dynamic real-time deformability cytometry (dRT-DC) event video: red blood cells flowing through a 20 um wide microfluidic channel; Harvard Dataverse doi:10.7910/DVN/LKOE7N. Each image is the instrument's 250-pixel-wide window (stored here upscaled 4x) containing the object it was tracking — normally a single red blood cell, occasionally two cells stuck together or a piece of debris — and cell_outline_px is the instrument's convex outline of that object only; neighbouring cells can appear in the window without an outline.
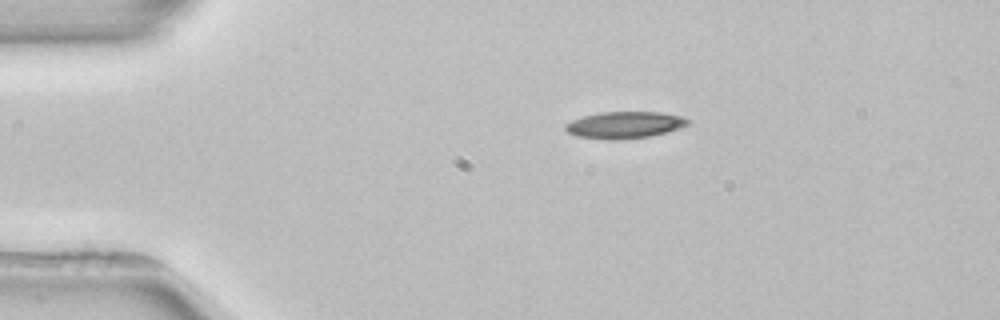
{"species": "common noctule bat (a hibernating species)", "species_latin": "Nyctalus noctula", "temperature_condition": "room temperature", "stored_images_in_passage": 2, "camera_frame_rate_fps": 3000, "um_per_image_px": 0.085, "animal": {"sex": "female", "body_mass_g": 22.7, "forearm_length_mm": 54.2}, "frame": {"image": 1, "passage_image": 1, "time_ms": 0.0, "image_size_px": [1000, 320], "cell_outline_px": [[692, 120], [688, 124], [680, 128], [648, 136], [616, 140], [608, 140], [576, 136], [568, 132], [564, 128], [564, 124], [572, 120], [584, 116], [600, 112], [660, 112], [684, 116]], "centroid_in_image_um": [53.09, 10.61], "position_along_channel_um": 31.9, "area_um2": 19.13}}